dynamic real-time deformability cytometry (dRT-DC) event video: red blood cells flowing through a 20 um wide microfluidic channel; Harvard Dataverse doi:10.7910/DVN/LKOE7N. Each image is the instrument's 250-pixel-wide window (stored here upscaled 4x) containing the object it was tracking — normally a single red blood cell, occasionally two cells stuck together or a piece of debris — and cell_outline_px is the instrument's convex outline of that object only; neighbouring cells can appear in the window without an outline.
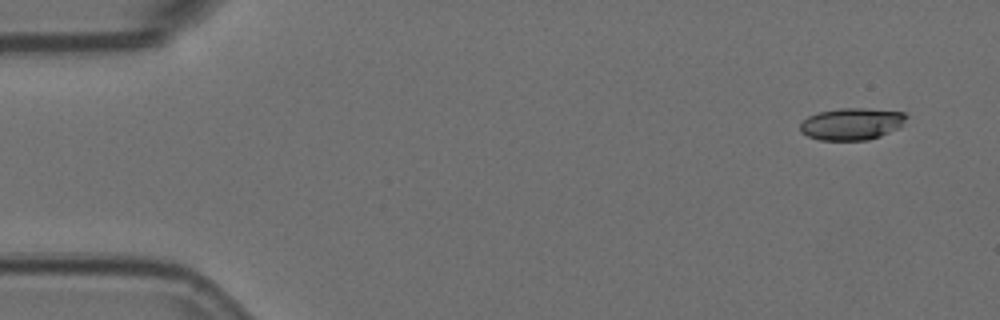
{"species": "Egyptian fruit bat (a non-hibernating species)", "species_latin": "Rousettus aegyptiacus", "temperature_condition": "room temperature", "stored_images_in_passage": 6, "camera_frame_rate_fps": 3000, "um_per_image_px": 0.085, "animal": {"sex": "female"}, "frame": {"image": 1, "passage_image": 1, "time_ms": 0.0, "image_size_px": [1000, 320], "cell_outline_px": [[908, 116], [896, 128], [880, 136], [868, 140], [820, 140], [808, 136], [800, 132], [800, 124], [808, 116], [820, 112], [840, 108], [864, 108], [904, 112]], "centroid_in_image_um": [72.36, 10.53], "position_along_channel_um": 12.6, "area_um2": 19.54}}
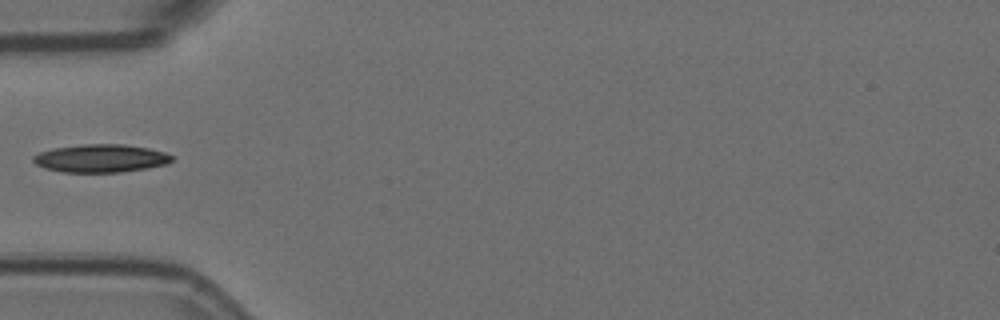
{"frame": {"image": 2, "passage_image": 5, "time_ms": 1.333, "image_size_px": [1000, 320], "cell_outline_px": [[172, 160], [168, 164], [148, 168], [120, 172], [64, 172], [44, 168], [36, 164], [32, 160], [32, 156], [40, 152], [52, 148], [84, 144], [124, 144], [148, 148], [164, 152], [172, 156]], "centroid_in_image_um": [8.55, 13.45], "position_along_channel_um": 76.4, "area_um2": 22.66}}
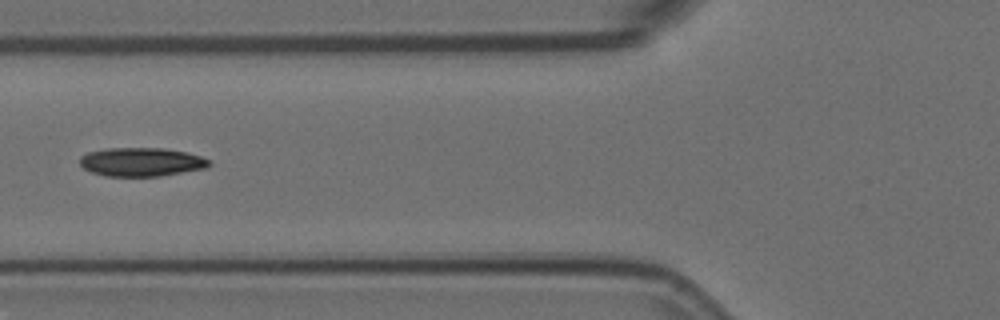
{"frame": {"image": 3, "passage_image": 6, "time_ms": 1.667, "image_size_px": [1000, 320], "cell_outline_px": [[212, 164], [208, 168], [160, 176], [104, 176], [92, 172], [84, 168], [80, 164], [80, 156], [88, 152], [108, 148], [164, 148], [188, 152], [212, 160]], "centroid_in_image_um": [12.07, 13.76], "position_along_channel_um": 113.7, "area_um2": 21.85}}